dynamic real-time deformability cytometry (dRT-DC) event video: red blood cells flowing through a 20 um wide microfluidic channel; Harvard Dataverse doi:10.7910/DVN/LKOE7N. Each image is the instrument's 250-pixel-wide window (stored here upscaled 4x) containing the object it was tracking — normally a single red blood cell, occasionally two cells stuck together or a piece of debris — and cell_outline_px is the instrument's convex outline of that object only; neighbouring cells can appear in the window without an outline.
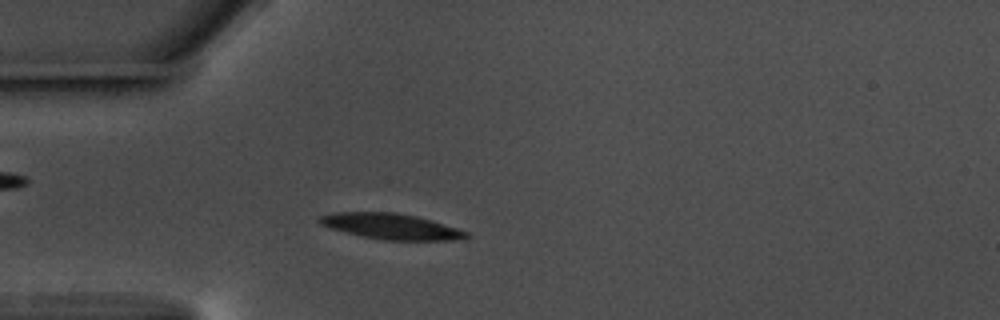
{"species": "common noctule bat (a hibernating species)", "species_latin": "Nyctalus noctula", "temperature_condition": "warm", "stored_images_in_passage": 50, "camera_frame_rate_fps": 3000, "um_per_image_px": 0.085, "animal": {"sex": "male", "body_mass_g": 17.5, "forearm_length_mm": 52.3}, "frame": {"image": 1, "passage_image": 9, "time_ms": 2.667, "image_size_px": [1000, 320], "cell_outline_px": [[472, 236], [464, 240], [384, 240], [360, 236], [344, 232], [320, 224], [316, 220], [316, 216], [336, 212], [396, 212], [416, 216], [432, 220], [468, 232]], "centroid_in_image_um": [33.24, 19.24], "position_along_channel_um": 51.8, "area_um2": 22.25}}
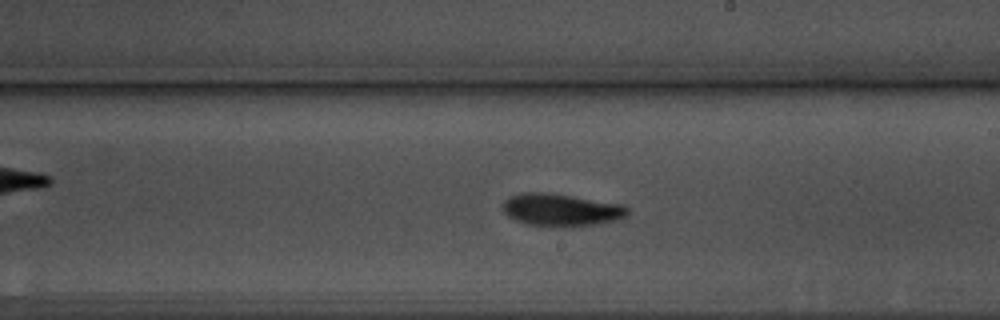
{"frame": {"image": 2, "passage_image": 26, "time_ms": 8.333, "image_size_px": [1000, 320], "cell_outline_px": [[628, 216], [620, 220], [592, 224], [528, 224], [516, 220], [508, 216], [504, 212], [504, 200], [520, 192], [544, 192], [572, 196], [624, 204], [628, 208]], "centroid_in_image_um": [47.74, 17.79], "position_along_channel_um": 241.3, "area_um2": 22.83}}
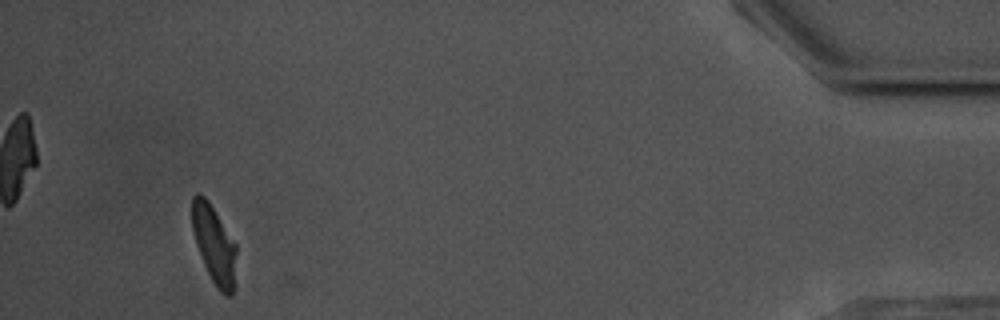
{"frame": {"image": 3, "passage_image": 47, "time_ms": 15.333, "image_size_px": [1000, 320], "cell_outline_px": [[236, 252], [232, 296], [228, 296], [220, 292], [212, 280], [204, 264], [196, 244], [192, 228], [192, 196], [196, 192], [200, 192], [208, 200], [236, 244]], "centroid_in_image_um": [18.18, 20.74], "position_along_channel_um": 417.0, "area_um2": 19.83}, "authors_computed_cell_mechanics": {"area_um2": 22.1374, "velocity_mm_per_s": 3.5307, "shape_relaxation_time_tau1_ms": 4.0101, "shape_relaxation_time_tau2_ms": 7.2842, "deformation_change_tau1": 0.132, "deformation_change_tau2": 0.1431}}